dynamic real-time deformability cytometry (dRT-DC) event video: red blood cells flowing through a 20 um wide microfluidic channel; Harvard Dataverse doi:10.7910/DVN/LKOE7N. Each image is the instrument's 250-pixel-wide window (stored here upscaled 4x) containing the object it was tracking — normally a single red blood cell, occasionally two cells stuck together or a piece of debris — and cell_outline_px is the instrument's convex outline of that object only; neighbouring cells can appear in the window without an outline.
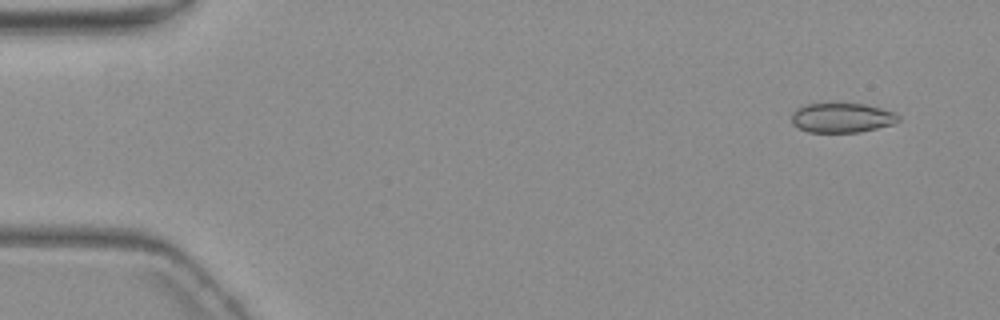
{"species": "common noctule bat (a hibernating species)", "species_latin": "Nyctalus noctula", "temperature_condition": "warm", "stored_images_in_passage": 8, "camera_frame_rate_fps": 3000, "um_per_image_px": 0.085, "animal": {"sex": "female", "body_mass_g": 19.3, "forearm_length_mm": 54.1}, "frame": {"image": 1, "passage_image": 1, "time_ms": 0.0, "image_size_px": [1000, 320], "cell_outline_px": [[900, 120], [892, 124], [860, 132], [808, 132], [792, 124], [792, 112], [796, 108], [804, 104], [828, 100], [840, 100], [864, 104], [896, 112], [900, 116]], "centroid_in_image_um": [71.52, 9.94], "position_along_channel_um": 13.5, "area_um2": 19.42}}
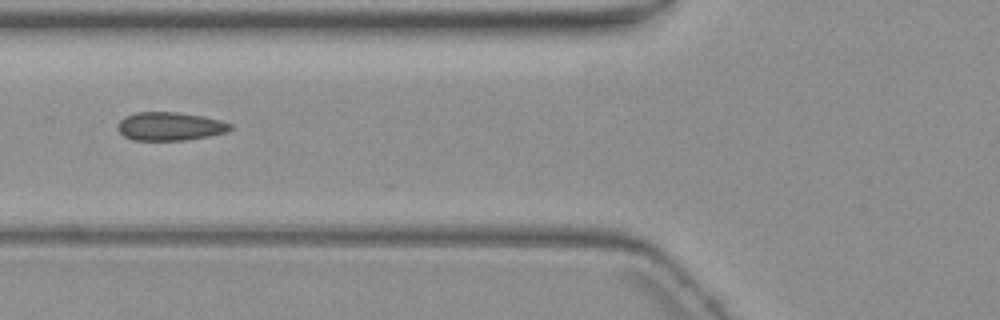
{"frame": {"image": 2, "passage_image": 6, "time_ms": 6.0, "image_size_px": [1000, 320], "cell_outline_px": [[232, 128], [228, 132], [188, 140], [132, 140], [124, 136], [116, 128], [116, 124], [124, 116], [136, 112], [176, 112], [200, 116], [220, 120], [232, 124]], "centroid_in_image_um": [14.41, 10.74], "position_along_channel_um": 111.4, "area_um2": 18.73}}
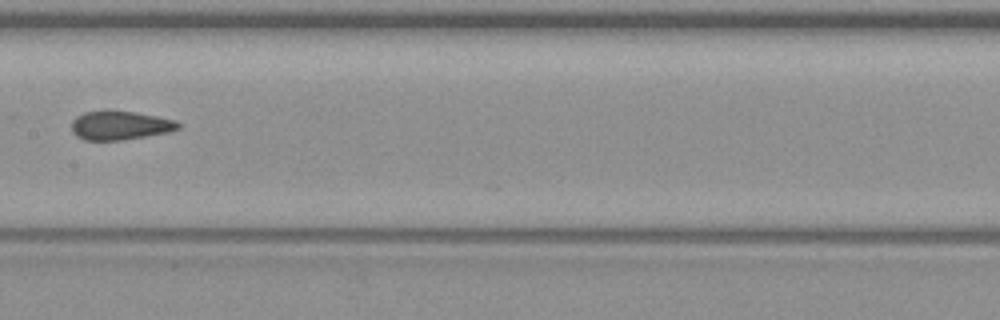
{"frame": {"image": 3, "passage_image": 8, "time_ms": 8.333, "image_size_px": [1000, 320], "cell_outline_px": [[180, 128], [168, 132], [120, 140], [84, 140], [76, 136], [72, 132], [72, 120], [76, 116], [84, 112], [104, 108], [108, 108], [136, 112], [176, 120], [180, 124]], "centroid_in_image_um": [10.15, 10.62], "position_along_channel_um": 197.2, "area_um2": 18.38}}